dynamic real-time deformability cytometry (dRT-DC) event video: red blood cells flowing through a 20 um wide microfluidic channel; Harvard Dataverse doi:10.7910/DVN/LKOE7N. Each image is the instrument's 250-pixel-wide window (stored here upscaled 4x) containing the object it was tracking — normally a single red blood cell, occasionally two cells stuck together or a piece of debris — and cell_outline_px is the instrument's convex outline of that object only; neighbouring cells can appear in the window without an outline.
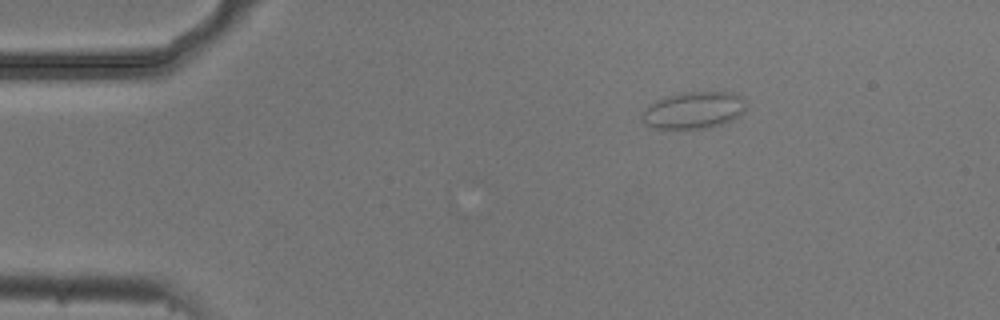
{"species": "common noctule bat (a hibernating species)", "species_latin": "Nyctalus noctula", "temperature_condition": "cold", "stored_images_in_passage": 2, "camera_frame_rate_fps": 3000, "um_per_image_px": 0.085, "animal": {"sex": "male", "body_mass_g": 20.5, "forearm_length_mm": 52.5}, "frame": {"image": 1, "passage_image": 1, "time_ms": 0.0, "image_size_px": [1000, 320], "cell_outline_px": [[748, 104], [744, 112], [732, 120], [720, 124], [704, 128], [656, 128], [644, 124], [640, 116], [644, 108], [648, 104], [664, 96], [684, 92], [732, 92], [744, 96]], "centroid_in_image_um": [58.97, 9.34], "position_along_channel_um": 26.0, "area_um2": 22.72}}